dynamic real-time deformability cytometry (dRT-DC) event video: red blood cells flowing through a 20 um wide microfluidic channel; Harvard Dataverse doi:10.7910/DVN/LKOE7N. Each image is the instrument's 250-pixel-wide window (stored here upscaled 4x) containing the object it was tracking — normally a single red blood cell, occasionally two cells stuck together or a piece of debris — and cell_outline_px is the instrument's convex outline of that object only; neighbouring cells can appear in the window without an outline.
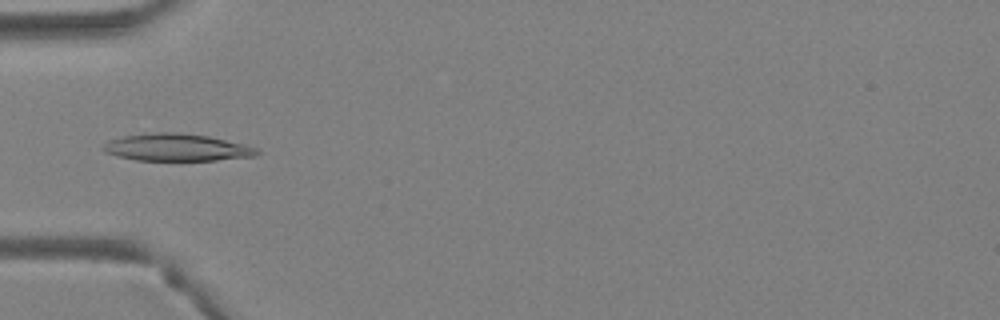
{"species": "Egyptian fruit bat (a non-hibernating species)", "species_latin": "Rousettus aegyptiacus", "temperature_condition": "warm", "stored_images_in_passage": 40, "camera_frame_rate_fps": 3000, "um_per_image_px": 0.085, "animal": {"sex": "female"}, "frame": {"image": 1, "passage_image": 13, "time_ms": 4.0, "image_size_px": [1000, 320], "cell_outline_px": [[260, 152], [256, 156], [216, 160], [136, 160], [116, 156], [104, 152], [100, 148], [108, 140], [124, 136], [152, 132], [180, 132], [208, 136], [244, 144], [256, 148]], "centroid_in_image_um": [14.98, 12.53], "position_along_channel_um": 70.0, "area_um2": 24.51}}
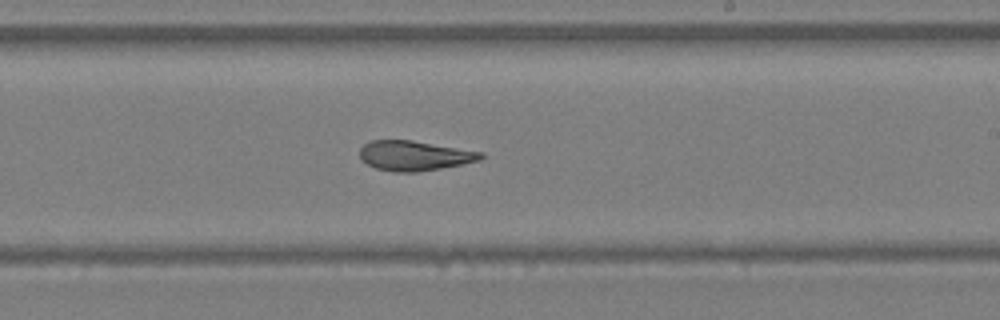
{"frame": {"image": 2, "passage_image": 24, "time_ms": 7.667, "image_size_px": [1000, 320], "cell_outline_px": [[484, 156], [480, 160], [440, 168], [416, 172], [396, 172], [376, 168], [368, 164], [360, 156], [360, 148], [364, 144], [372, 140], [412, 140], [484, 152]], "centroid_in_image_um": [35.24, 13.22], "position_along_channel_um": 253.8, "area_um2": 20.87}}
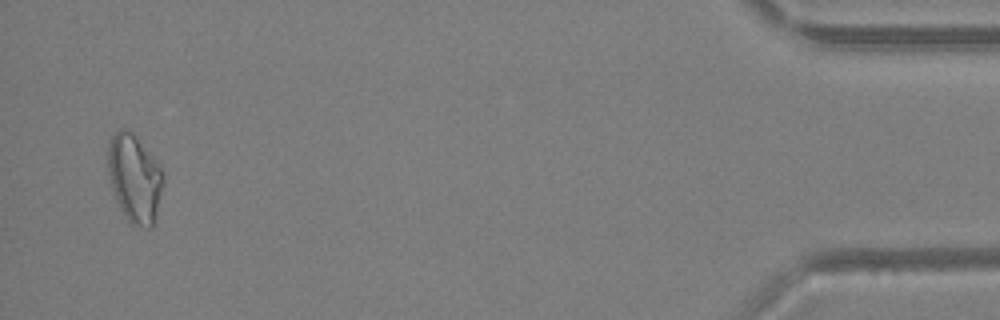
{"frame": {"image": 3, "passage_image": 39, "time_ms": 12.667, "image_size_px": [1000, 320], "cell_outline_px": [[164, 184], [152, 228], [148, 228], [132, 224], [128, 220], [120, 208], [116, 200], [112, 188], [108, 172], [108, 144], [112, 136], [120, 128], [124, 128], [132, 132], [160, 164], [164, 172]], "centroid_in_image_um": [11.45, 15.14], "position_along_channel_um": 423.7, "area_um2": 28.38}}